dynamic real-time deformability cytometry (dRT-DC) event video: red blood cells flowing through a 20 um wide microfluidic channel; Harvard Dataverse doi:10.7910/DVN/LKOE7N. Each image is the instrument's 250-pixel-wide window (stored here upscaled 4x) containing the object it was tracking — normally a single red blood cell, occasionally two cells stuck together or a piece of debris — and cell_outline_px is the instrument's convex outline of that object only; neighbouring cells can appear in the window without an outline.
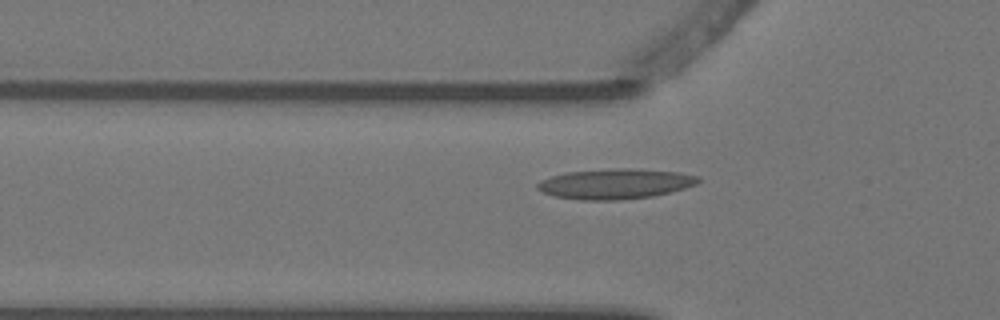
{"species": "Egyptian fruit bat (a non-hibernating species)", "species_latin": "Rousettus aegyptiacus", "temperature_condition": "warm", "stored_images_in_passage": 5, "camera_frame_rate_fps": 3000, "um_per_image_px": 0.085, "animal": {"sex": "female"}, "frame": {"image": 1, "passage_image": 5, "time_ms": 1.333, "image_size_px": [1000, 320], "cell_outline_px": [[700, 180], [696, 184], [684, 188], [652, 196], [620, 200], [580, 200], [556, 196], [544, 192], [536, 188], [536, 184], [540, 180], [564, 172], [620, 168], [632, 168], [680, 172], [700, 176]], "centroid_in_image_um": [52.3, 15.62], "position_along_channel_um": 73.5, "area_um2": 28.26}}